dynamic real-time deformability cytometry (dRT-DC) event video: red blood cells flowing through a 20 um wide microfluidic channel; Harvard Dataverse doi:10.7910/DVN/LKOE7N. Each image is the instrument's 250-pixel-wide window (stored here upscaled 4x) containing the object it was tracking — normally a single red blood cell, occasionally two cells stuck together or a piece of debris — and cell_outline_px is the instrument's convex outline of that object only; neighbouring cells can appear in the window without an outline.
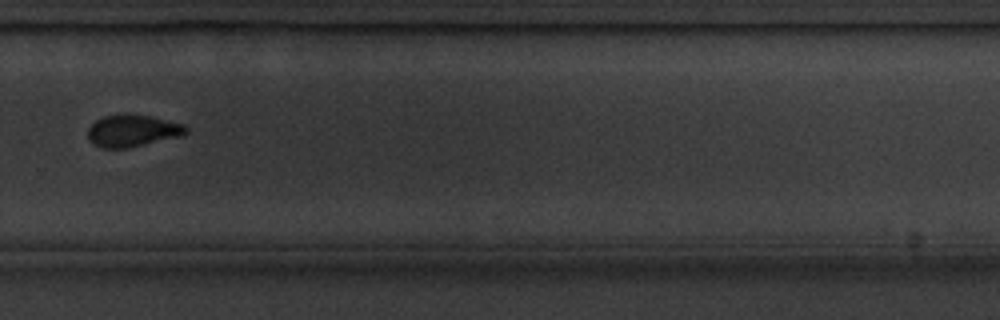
{"species": "common noctule bat (a hibernating species)", "species_latin": "Nyctalus noctula", "temperature_condition": "cold", "stored_images_in_passage": 11, "camera_frame_rate_fps": 3000, "um_per_image_px": 0.085, "animal": {"sex": "male", "body_mass_g": 20.1, "forearm_length_mm": 53.5}, "frame": {"image": 1, "passage_image": 11, "time_ms": 12.333, "image_size_px": [1000, 320], "cell_outline_px": [[188, 132], [180, 136], [128, 148], [104, 148], [88, 140], [88, 128], [96, 120], [104, 116], [148, 116], [184, 124], [188, 128]], "centroid_in_image_um": [11.27, 11.14], "position_along_channel_um": 318.5, "area_um2": 17.69}}